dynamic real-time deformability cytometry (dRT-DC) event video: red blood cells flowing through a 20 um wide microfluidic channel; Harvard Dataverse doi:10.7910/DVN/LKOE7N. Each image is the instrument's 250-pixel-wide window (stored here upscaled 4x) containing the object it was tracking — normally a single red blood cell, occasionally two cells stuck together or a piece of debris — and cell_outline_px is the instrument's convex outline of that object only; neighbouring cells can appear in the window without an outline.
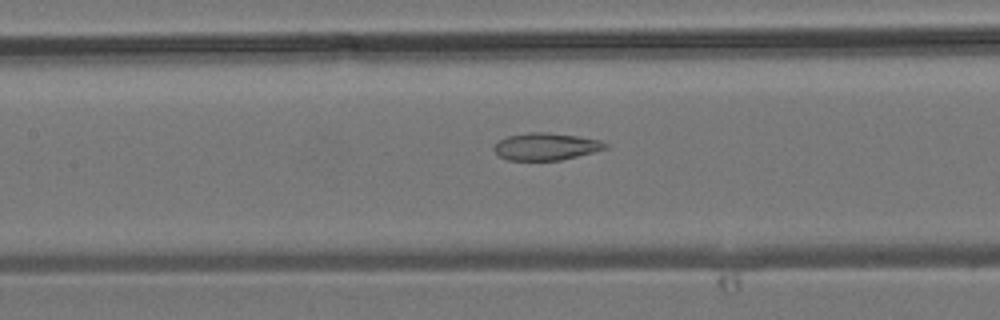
{"species": "common noctule bat (a hibernating species)", "species_latin": "Nyctalus noctula", "temperature_condition": "room temperature", "stored_images_in_passage": 35, "camera_frame_rate_fps": 3000, "um_per_image_px": 0.085, "animal": {"sex": "male", "body_mass_g": 19.2, "forearm_length_mm": 51.8}, "frame": {"image": 1, "passage_image": 13, "time_ms": 4.0, "image_size_px": [1000, 320], "cell_outline_px": [[608, 148], [560, 160], [508, 160], [500, 156], [492, 148], [500, 140], [508, 136], [528, 132], [548, 132], [576, 136], [600, 140], [608, 144]], "centroid_in_image_um": [46.4, 12.45], "position_along_channel_um": 161.0, "area_um2": 17.46}}
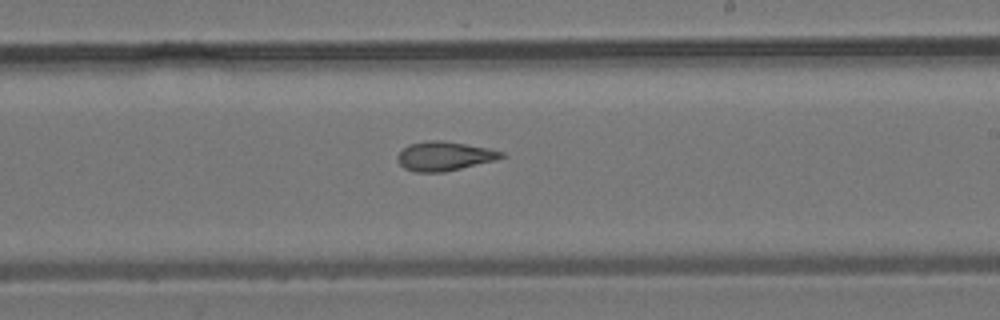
{"frame": {"image": 2, "passage_image": 19, "time_ms": 6.0, "image_size_px": [1000, 320], "cell_outline_px": [[508, 156], [496, 160], [460, 168], [440, 172], [416, 172], [404, 168], [400, 164], [396, 156], [408, 144], [428, 140], [444, 140], [488, 148], [504, 152]], "centroid_in_image_um": [37.78, 13.25], "position_along_channel_um": 251.2, "area_um2": 17.63}}
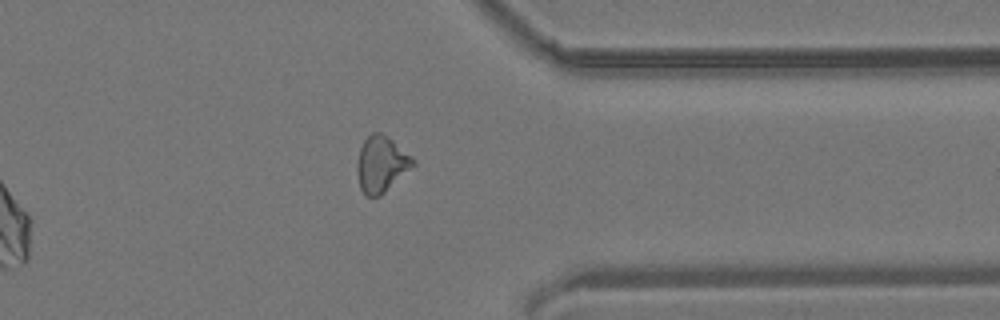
{"frame": {"image": 3, "passage_image": 28, "time_ms": 9.0, "image_size_px": [1000, 320], "cell_outline_px": [[416, 164], [380, 196], [368, 196], [360, 188], [356, 168], [356, 164], [360, 148], [364, 140], [372, 132], [380, 132], [388, 136], [416, 160]], "centroid_in_image_um": [32.41, 13.93], "position_along_channel_um": 379.0, "area_um2": 18.21}}